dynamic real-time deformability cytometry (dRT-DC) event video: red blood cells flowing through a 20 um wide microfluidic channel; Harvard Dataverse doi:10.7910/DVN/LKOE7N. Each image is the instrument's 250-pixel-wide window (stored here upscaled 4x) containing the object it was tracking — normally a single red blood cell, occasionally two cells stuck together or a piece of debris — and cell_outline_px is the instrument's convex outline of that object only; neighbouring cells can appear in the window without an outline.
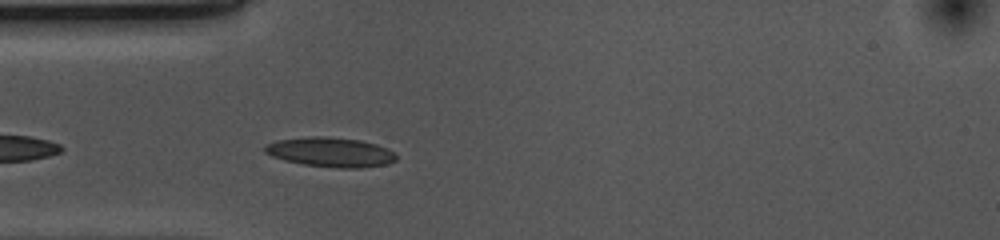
{"species": "common noctule bat (a hibernating species)", "species_latin": "Nyctalus noctula", "temperature_condition": "cold", "stored_images_in_passage": 7, "camera_frame_rate_fps": 3000, "um_per_image_px": 0.085, "animal": {"sex": "female", "body_mass_g": 10.0, "forearm_length_mm": 53.1}, "frame": {"image": 1, "passage_image": 3, "time_ms": 0.667, "image_size_px": [1000, 240], "cell_outline_px": [[396, 160], [388, 164], [360, 168], [340, 168], [304, 164], [284, 160], [272, 156], [264, 152], [264, 144], [276, 140], [308, 136], [328, 136], [360, 140], [376, 144], [388, 148], [396, 152]], "centroid_in_image_um": [28.1, 12.92], "position_along_channel_um": 56.9, "area_um2": 22.89}}